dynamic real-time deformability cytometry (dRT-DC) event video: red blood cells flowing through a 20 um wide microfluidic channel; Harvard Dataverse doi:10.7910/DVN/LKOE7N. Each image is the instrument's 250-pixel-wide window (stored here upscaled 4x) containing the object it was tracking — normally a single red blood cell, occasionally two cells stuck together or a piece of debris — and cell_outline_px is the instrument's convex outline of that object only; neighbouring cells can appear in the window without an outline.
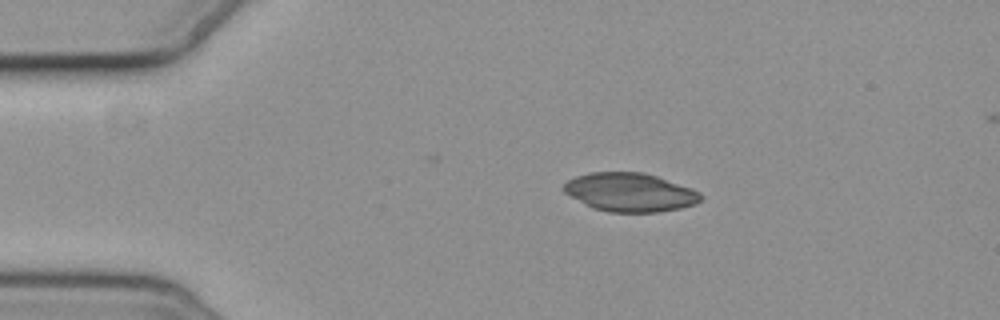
{"species": "common noctule bat (a hibernating species)", "species_latin": "Nyctalus noctula", "temperature_condition": "cold", "stored_images_in_passage": 3, "camera_frame_rate_fps": 3000, "um_per_image_px": 0.085, "animal": {"sex": "female", "body_mass_g": 19.3, "forearm_length_mm": 54.1}, "frame": {"image": 1, "passage_image": 1, "time_ms": 0.0, "image_size_px": [1000, 320], "cell_outline_px": [[704, 196], [696, 204], [680, 208], [656, 212], [608, 212], [592, 208], [564, 192], [564, 184], [568, 180], [576, 176], [588, 172], [644, 172], [692, 188], [700, 192]], "centroid_in_image_um": [53.56, 16.34], "position_along_channel_um": 31.4, "area_um2": 30.81}}